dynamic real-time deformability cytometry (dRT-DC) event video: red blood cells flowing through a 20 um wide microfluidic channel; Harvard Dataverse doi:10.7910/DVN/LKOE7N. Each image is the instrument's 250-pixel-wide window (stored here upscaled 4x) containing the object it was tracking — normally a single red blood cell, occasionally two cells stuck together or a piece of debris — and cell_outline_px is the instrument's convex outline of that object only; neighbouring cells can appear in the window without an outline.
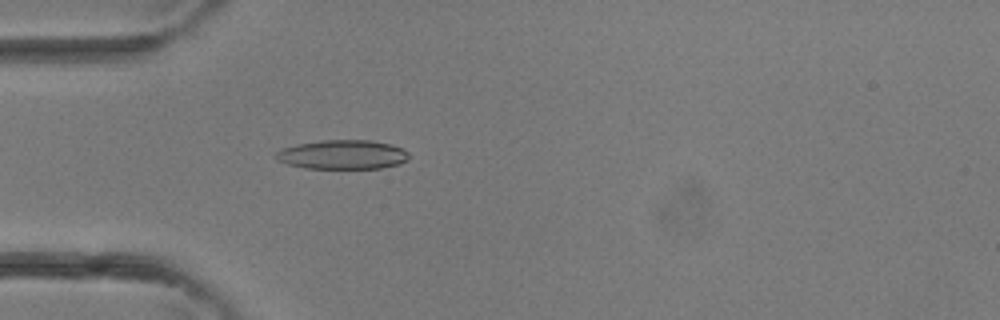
{"species": "common noctule bat (a hibernating species)", "species_latin": "Nyctalus noctula", "temperature_condition": "room temperature", "stored_images_in_passage": 4, "camera_frame_rate_fps": 3000, "um_per_image_px": 0.085, "animal": {"sex": "female"}, "frame": {"image": 1, "passage_image": 4, "time_ms": 1.0, "image_size_px": [1000, 320], "cell_outline_px": [[408, 160], [400, 164], [380, 168], [304, 168], [288, 164], [276, 160], [276, 152], [284, 148], [296, 144], [320, 140], [372, 140], [392, 144], [408, 152]], "centroid_in_image_um": [29.13, 13.13], "position_along_channel_um": 55.9, "area_um2": 22.66}}